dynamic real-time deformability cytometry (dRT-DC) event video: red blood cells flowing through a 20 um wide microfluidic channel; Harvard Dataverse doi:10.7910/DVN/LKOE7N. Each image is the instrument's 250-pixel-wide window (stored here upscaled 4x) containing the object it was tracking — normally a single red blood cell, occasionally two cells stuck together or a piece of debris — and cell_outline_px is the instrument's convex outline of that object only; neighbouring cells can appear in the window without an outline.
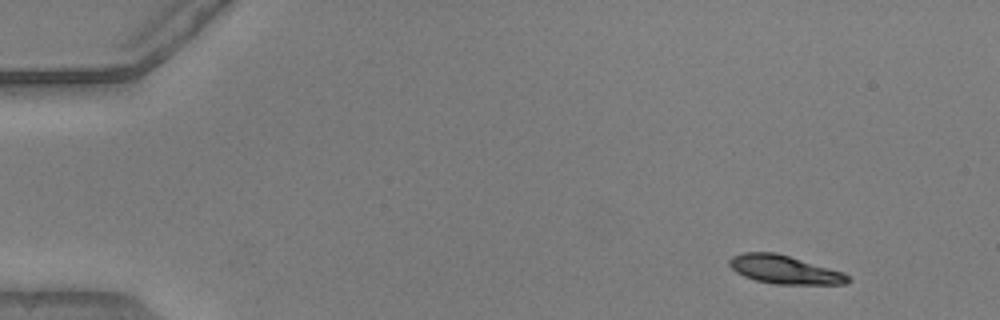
{"species": "common noctule bat (a hibernating species)", "species_latin": "Nyctalus noctula", "temperature_condition": "warm", "stored_images_in_passage": 7, "camera_frame_rate_fps": 3000, "um_per_image_px": 0.085, "animal": {"sex": "male", "body_mass_g": 20.5, "forearm_length_mm": 52.5}, "frame": {"image": 1, "passage_image": 1, "time_ms": 0.0, "image_size_px": [1000, 320], "cell_outline_px": [[852, 280], [844, 284], [776, 284], [756, 280], [744, 276], [736, 272], [728, 264], [728, 260], [732, 256], [744, 252], [776, 252], [844, 272]], "centroid_in_image_um": [66.67, 22.91], "position_along_channel_um": 18.3, "area_um2": 19.59}}